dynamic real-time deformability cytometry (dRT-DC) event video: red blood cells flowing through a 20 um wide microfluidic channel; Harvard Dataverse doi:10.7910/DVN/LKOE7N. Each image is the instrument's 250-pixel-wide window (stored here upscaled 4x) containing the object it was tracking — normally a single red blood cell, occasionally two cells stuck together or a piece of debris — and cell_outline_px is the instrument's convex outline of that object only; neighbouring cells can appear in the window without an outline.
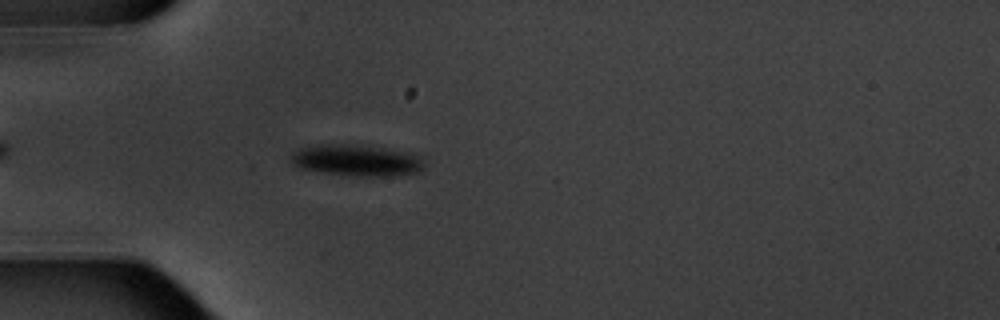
{"species": "common noctule bat (a hibernating species)", "species_latin": "Nyctalus noctula", "temperature_condition": "warm", "stored_images_in_passage": 4, "camera_frame_rate_fps": 3000, "um_per_image_px": 0.085, "animal": {"sex": "male", "body_mass_g": 20.1, "forearm_length_mm": 53.5}, "frame": {"image": 1, "passage_image": 4, "time_ms": 3.667, "image_size_px": [1000, 320], "cell_outline_px": [[424, 168], [420, 172], [388, 176], [352, 176], [324, 172], [300, 168], [292, 164], [288, 160], [292, 152], [300, 148], [320, 144], [348, 144], [384, 148], [416, 152], [424, 160]], "centroid_in_image_um": [30.34, 13.62], "position_along_channel_um": 54.7, "area_um2": 24.8}}